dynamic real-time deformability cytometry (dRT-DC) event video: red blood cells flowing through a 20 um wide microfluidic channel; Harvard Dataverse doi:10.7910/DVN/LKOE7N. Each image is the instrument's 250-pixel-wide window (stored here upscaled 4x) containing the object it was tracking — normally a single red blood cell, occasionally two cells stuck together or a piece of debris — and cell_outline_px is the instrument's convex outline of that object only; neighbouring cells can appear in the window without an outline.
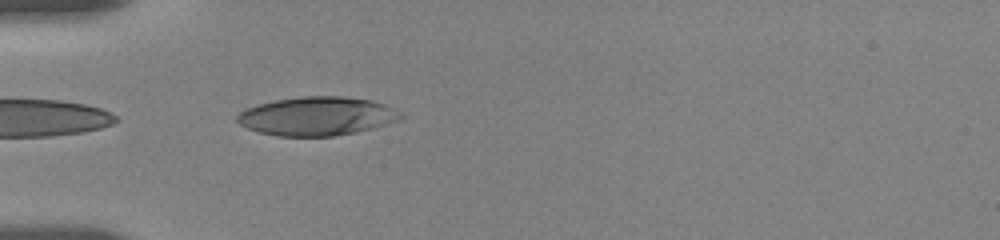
{"species": "human", "species_latin": "Homo sapiens", "temperature_condition": "room temperature", "stored_images_in_passage": 23, "camera_frame_rate_fps": 3000, "um_per_image_px": 0.085, "donor": {"sex": "female"}, "frame": {"image": 1, "passage_image": 2, "time_ms": 0.333, "image_size_px": [1000, 240], "cell_outline_px": [[404, 116], [400, 120], [372, 128], [356, 132], [332, 136], [276, 136], [260, 132], [248, 128], [240, 124], [236, 120], [236, 116], [244, 108], [256, 104], [276, 100], [300, 96], [340, 96], [372, 100], [384, 104], [400, 112]], "centroid_in_image_um": [26.92, 9.87], "position_along_channel_um": 58.1, "area_um2": 36.93}}
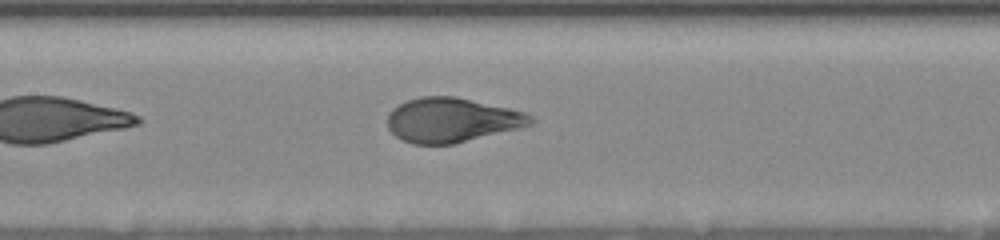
{"frame": {"image": 2, "passage_image": 9, "time_ms": 3.667, "image_size_px": [1000, 240], "cell_outline_px": [[536, 120], [532, 124], [520, 128], [452, 144], [412, 144], [396, 136], [388, 128], [388, 112], [392, 108], [408, 100], [420, 96], [456, 96], [508, 108], [524, 112], [532, 116]], "centroid_in_image_um": [38.4, 10.2], "position_along_channel_um": 169.0, "area_um2": 36.99}}
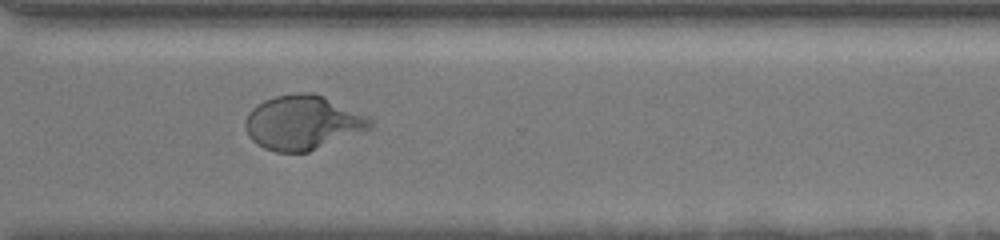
{"frame": {"image": 3, "passage_image": 22, "time_ms": 8.667, "image_size_px": [1000, 240], "cell_outline_px": [[376, 128], [308, 152], [276, 152], [264, 148], [256, 144], [248, 136], [244, 124], [244, 120], [248, 112], [256, 104], [264, 100], [276, 96], [296, 92], [312, 92], [324, 96], [368, 116], [372, 120]], "centroid_in_image_um": [25.75, 10.42], "position_along_channel_um": 344.8, "area_um2": 40.17}}